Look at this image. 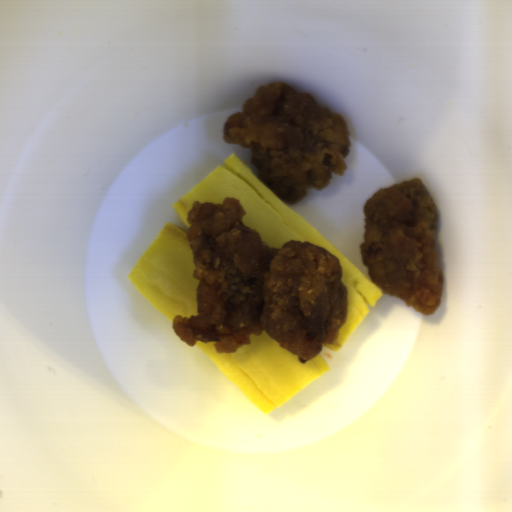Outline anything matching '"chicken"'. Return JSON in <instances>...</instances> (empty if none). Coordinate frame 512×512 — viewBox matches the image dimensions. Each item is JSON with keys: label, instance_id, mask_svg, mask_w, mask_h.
I'll return each instance as SVG.
<instances>
[{"label": "chicken", "instance_id": "1", "mask_svg": "<svg viewBox=\"0 0 512 512\" xmlns=\"http://www.w3.org/2000/svg\"><path fill=\"white\" fill-rule=\"evenodd\" d=\"M246 214L230 196L196 200L187 211L197 313L177 315L172 329L191 347L214 342L217 353H234L265 331L301 361L311 360L348 316L341 263L310 242L271 247L243 224Z\"/></svg>", "mask_w": 512, "mask_h": 512}, {"label": "chicken", "instance_id": "2", "mask_svg": "<svg viewBox=\"0 0 512 512\" xmlns=\"http://www.w3.org/2000/svg\"><path fill=\"white\" fill-rule=\"evenodd\" d=\"M223 126L225 143L251 150L258 178L296 205L308 189L343 176L351 149L344 118L305 91L273 82L259 86Z\"/></svg>", "mask_w": 512, "mask_h": 512}, {"label": "chicken", "instance_id": "3", "mask_svg": "<svg viewBox=\"0 0 512 512\" xmlns=\"http://www.w3.org/2000/svg\"><path fill=\"white\" fill-rule=\"evenodd\" d=\"M360 245L371 282L424 315L441 306L443 273L435 244L438 219L429 189L418 179L376 191L365 203Z\"/></svg>", "mask_w": 512, "mask_h": 512}]
</instances>
